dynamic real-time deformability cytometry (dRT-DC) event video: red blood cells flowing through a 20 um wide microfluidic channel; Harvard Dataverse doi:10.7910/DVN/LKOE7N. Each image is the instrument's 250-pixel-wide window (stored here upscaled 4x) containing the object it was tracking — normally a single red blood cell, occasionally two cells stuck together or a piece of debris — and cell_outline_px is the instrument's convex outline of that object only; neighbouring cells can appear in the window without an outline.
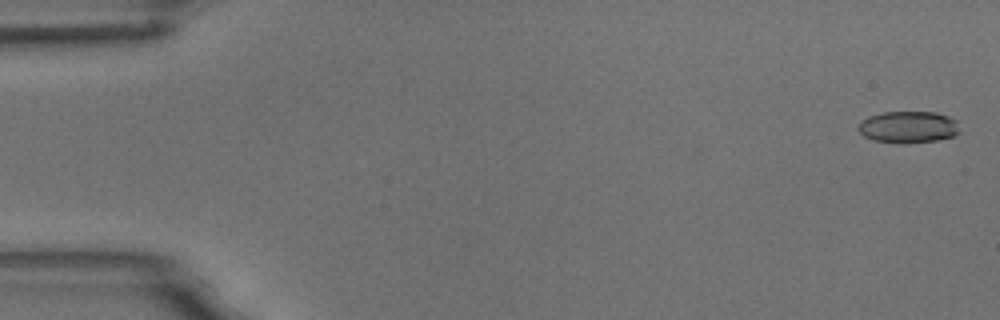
{"species": "common noctule bat (a hibernating species)", "species_latin": "Nyctalus noctula", "temperature_condition": "room temperature", "stored_images_in_passage": 5, "camera_frame_rate_fps": 3000, "um_per_image_px": 0.085, "animal": {"sex": "male", "body_mass_g": 18.8}, "frame": {"image": 1, "passage_image": 1, "time_ms": 0.0, "image_size_px": [1000, 320], "cell_outline_px": [[960, 132], [952, 136], [936, 140], [904, 144], [900, 144], [872, 140], [864, 136], [856, 128], [860, 120], [868, 116], [880, 112], [936, 112], [948, 116], [956, 120]], "centroid_in_image_um": [77.15, 10.8], "position_along_channel_um": 7.8, "area_um2": 19.07}}